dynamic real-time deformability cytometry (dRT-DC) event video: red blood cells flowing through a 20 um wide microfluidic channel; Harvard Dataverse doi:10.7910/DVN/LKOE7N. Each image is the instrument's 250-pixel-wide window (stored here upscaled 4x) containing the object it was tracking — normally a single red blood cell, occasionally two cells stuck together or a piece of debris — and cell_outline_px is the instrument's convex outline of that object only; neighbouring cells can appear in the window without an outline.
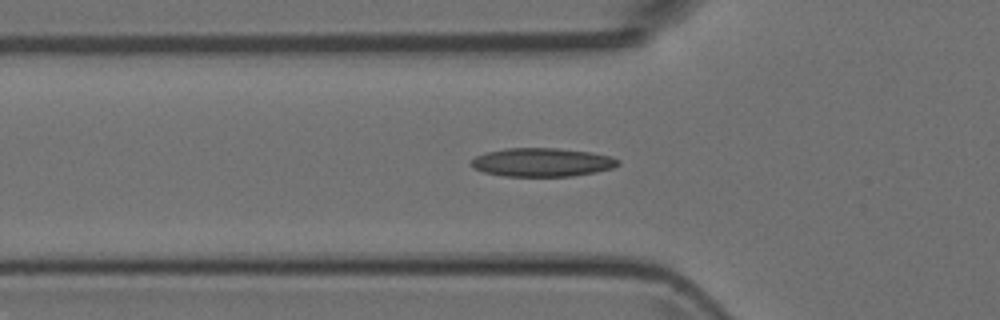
{"species": "Egyptian fruit bat (a non-hibernating species)", "species_latin": "Rousettus aegyptiacus", "temperature_condition": "room temperature", "stored_images_in_passage": 44, "camera_frame_rate_fps": 3000, "um_per_image_px": 0.085, "animal": {"sex": "female"}, "frame": {"image": 1, "passage_image": 10, "time_ms": 3.0, "image_size_px": [1000, 320], "cell_outline_px": [[620, 164], [612, 168], [596, 172], [572, 176], [504, 176], [484, 172], [476, 168], [472, 164], [472, 160], [476, 156], [484, 152], [504, 148], [556, 148], [592, 152], [612, 156], [620, 160]], "centroid_in_image_um": [46.12, 13.78], "position_along_channel_um": 79.7, "area_um2": 24.51}}
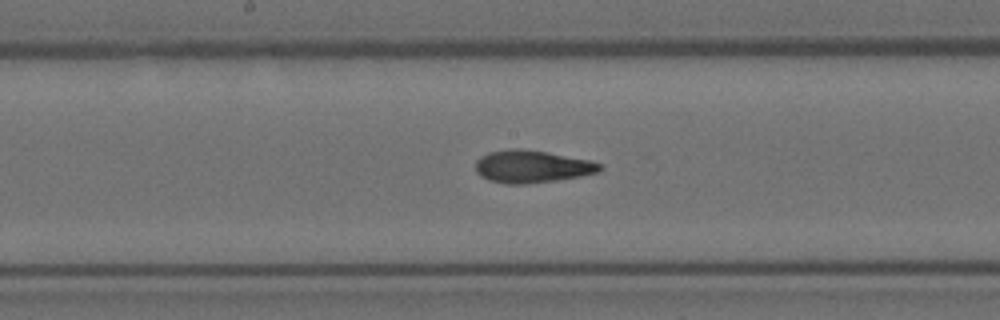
{"frame": {"image": 2, "passage_image": 19, "time_ms": 6.0, "image_size_px": [1000, 320], "cell_outline_px": [[604, 168], [600, 172], [580, 176], [556, 180], [524, 184], [504, 184], [488, 180], [480, 176], [476, 172], [476, 160], [480, 156], [488, 152], [508, 148], [524, 148], [548, 152], [588, 160], [600, 164]], "centroid_in_image_um": [45.17, 14.15], "position_along_channel_um": 203.0, "area_um2": 23.76}}
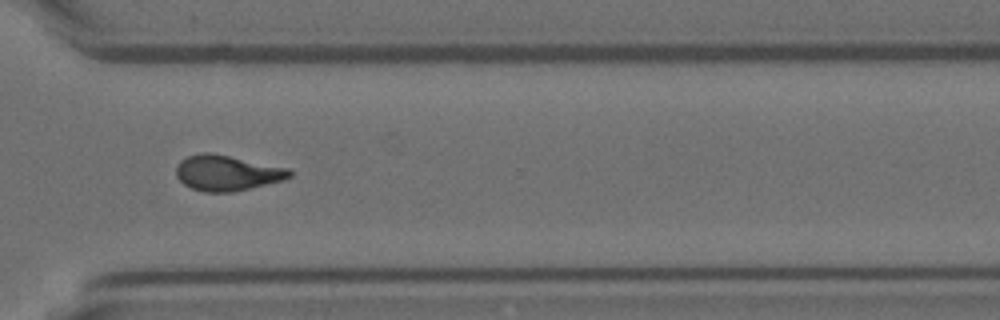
{"frame": {"image": 3, "passage_image": 30, "time_ms": 9.667, "image_size_px": [1000, 320], "cell_outline_px": [[292, 176], [284, 180], [232, 192], [204, 192], [192, 188], [184, 184], [176, 176], [176, 168], [180, 160], [188, 156], [200, 152], [208, 152], [288, 168], [292, 172]], "centroid_in_image_um": [19.27, 14.7], "position_along_channel_um": 351.3, "area_um2": 23.24}}